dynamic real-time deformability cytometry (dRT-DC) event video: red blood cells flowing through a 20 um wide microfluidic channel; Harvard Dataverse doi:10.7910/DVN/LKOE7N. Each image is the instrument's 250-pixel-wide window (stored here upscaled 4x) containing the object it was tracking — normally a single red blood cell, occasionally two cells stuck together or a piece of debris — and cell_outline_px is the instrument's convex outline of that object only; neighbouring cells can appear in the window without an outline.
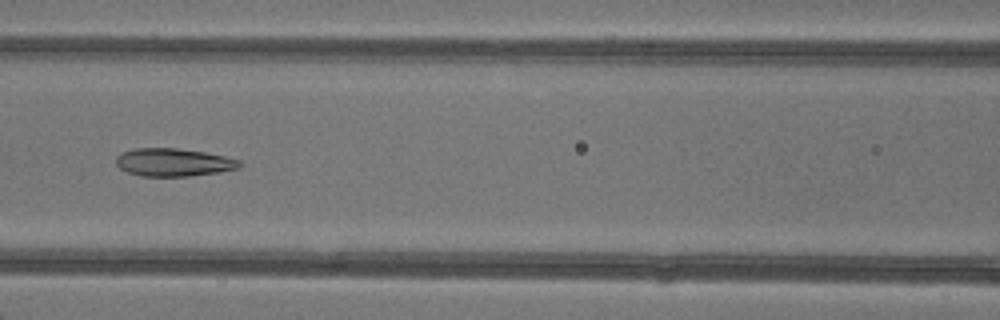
{"species": "common noctule bat (a hibernating species)", "species_latin": "Nyctalus noctula", "temperature_condition": "warm", "stored_images_in_passage": 6, "camera_frame_rate_fps": 3000, "um_per_image_px": 0.085, "animal": {"sex": "female"}, "frame": {"image": 1, "passage_image": 6, "time_ms": 7.0, "image_size_px": [1000, 320], "cell_outline_px": [[244, 164], [240, 168], [216, 172], [188, 176], [140, 176], [128, 172], [120, 168], [116, 164], [116, 156], [124, 152], [136, 148], [176, 148], [204, 152], [224, 156], [240, 160]], "centroid_in_image_um": [14.76, 13.8], "position_along_channel_um": 151.8, "area_um2": 20.0}}